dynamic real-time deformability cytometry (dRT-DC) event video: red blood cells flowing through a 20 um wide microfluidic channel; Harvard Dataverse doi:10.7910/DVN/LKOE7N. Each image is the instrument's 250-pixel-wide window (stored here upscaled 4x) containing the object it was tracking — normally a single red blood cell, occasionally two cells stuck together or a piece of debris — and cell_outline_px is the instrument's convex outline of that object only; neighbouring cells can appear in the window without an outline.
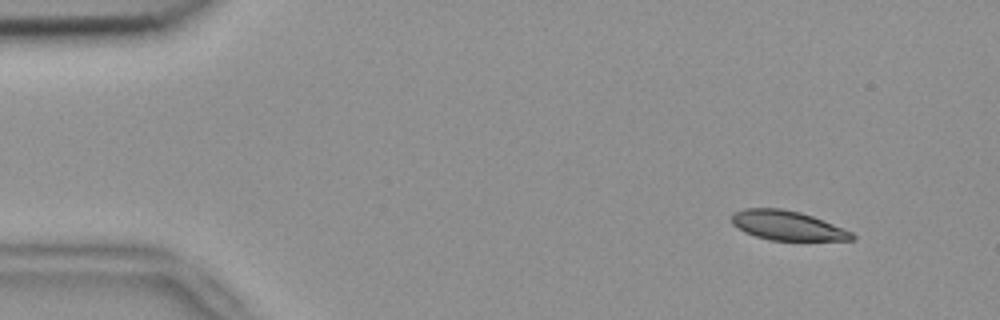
{"species": "common noctule bat (a hibernating species)", "species_latin": "Nyctalus noctula", "temperature_condition": "room temperature", "stored_images_in_passage": 54, "camera_frame_rate_fps": 3000, "um_per_image_px": 0.085, "animal": {"sex": "female", "body_mass_g": 18.4}, "frame": {"image": 1, "passage_image": 6, "time_ms": 1.667, "image_size_px": [1000, 320], "cell_outline_px": [[856, 240], [768, 240], [744, 232], [732, 224], [732, 212], [744, 208], [780, 208], [800, 212], [812, 216], [852, 232], [856, 236]], "centroid_in_image_um": [66.89, 19.16], "position_along_channel_um": 18.1, "area_um2": 20.58}}
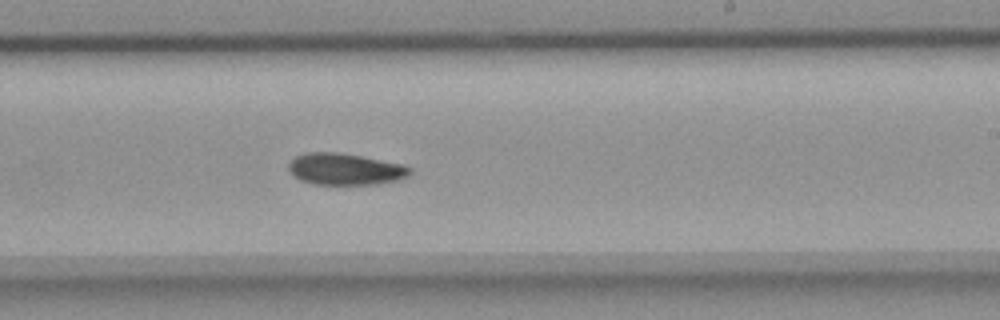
{"frame": {"image": 2, "passage_image": 33, "time_ms": 10.667, "image_size_px": [1000, 320], "cell_outline_px": [[412, 172], [408, 176], [400, 180], [376, 184], [312, 184], [300, 180], [292, 176], [288, 168], [288, 164], [296, 156], [304, 152], [340, 152], [404, 164], [412, 168]], "centroid_in_image_um": [29.35, 14.37], "position_along_channel_um": 259.7, "area_um2": 22.66}}
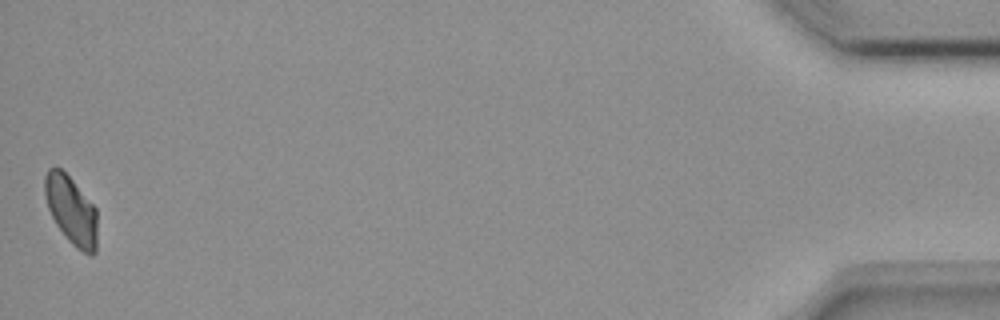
{"frame": {"image": 3, "passage_image": 54, "time_ms": 17.667, "image_size_px": [1000, 320], "cell_outline_px": [[96, 252], [92, 256], [76, 248], [68, 240], [56, 224], [48, 208], [44, 192], [44, 176], [48, 168], [60, 168], [72, 180], [96, 208]], "centroid_in_image_um": [6.04, 17.88], "position_along_channel_um": 429.2, "area_um2": 20.69}, "authors_computed_cell_mechanics": {"area_um2": 21.9062, "velocity_mm_per_s": 3.7568, "shape_relaxation_time_tau1_ms": 10.9987, "shape_relaxation_time_tau2_ms": null, "deformation_change_tau1": 0.185, "deformation_change_tau2": null}}